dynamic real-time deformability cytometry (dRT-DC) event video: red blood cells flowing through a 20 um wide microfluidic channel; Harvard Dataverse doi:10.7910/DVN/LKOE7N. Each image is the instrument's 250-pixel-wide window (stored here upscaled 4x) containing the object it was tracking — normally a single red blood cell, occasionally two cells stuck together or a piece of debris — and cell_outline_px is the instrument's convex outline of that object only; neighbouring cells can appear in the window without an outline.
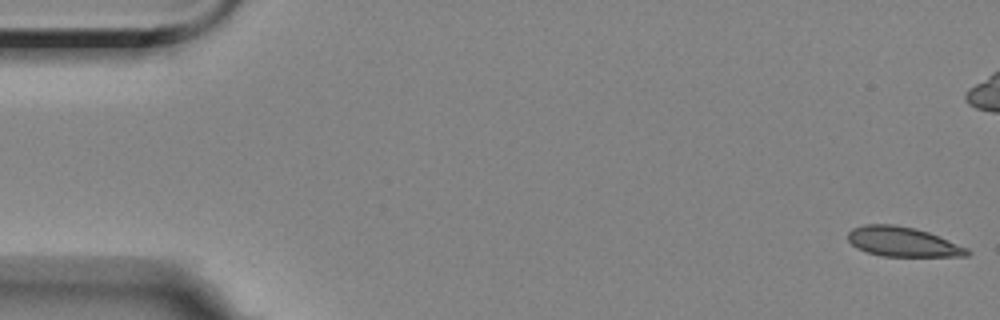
{"species": "Egyptian fruit bat (a non-hibernating species)", "species_latin": "Rousettus aegyptiacus", "temperature_condition": "room temperature", "stored_images_in_passage": 4, "camera_frame_rate_fps": 3000, "um_per_image_px": 0.085, "animal": {"sex": "female"}, "frame": {"image": 1, "passage_image": 1, "time_ms": 0.0, "image_size_px": [1000, 320], "cell_outline_px": [[972, 252], [968, 256], [880, 256], [856, 248], [848, 240], [848, 232], [852, 228], [864, 224], [892, 224], [916, 228], [940, 236], [968, 248]], "centroid_in_image_um": [76.74, 20.55], "position_along_channel_um": 8.3, "area_um2": 20.75}}